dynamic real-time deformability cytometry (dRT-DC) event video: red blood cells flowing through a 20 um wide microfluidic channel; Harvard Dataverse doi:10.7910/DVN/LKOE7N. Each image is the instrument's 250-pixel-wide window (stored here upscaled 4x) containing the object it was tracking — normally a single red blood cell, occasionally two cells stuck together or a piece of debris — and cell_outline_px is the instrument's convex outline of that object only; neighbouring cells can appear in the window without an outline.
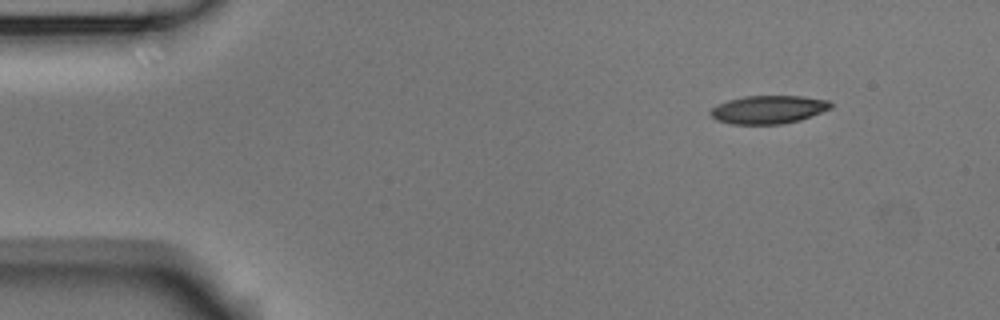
{"species": "Egyptian fruit bat (a non-hibernating species)", "species_latin": "Rousettus aegyptiacus", "temperature_condition": "room temperature", "stored_images_in_passage": 49, "camera_frame_rate_fps": 3000, "um_per_image_px": 0.085, "animal": {"sex": "male"}, "frame": {"image": 1, "passage_image": 1, "time_ms": 0.0, "image_size_px": [1000, 320], "cell_outline_px": [[832, 108], [800, 120], [780, 124], [732, 124], [716, 120], [708, 112], [712, 108], [728, 100], [744, 96], [804, 96], [828, 100], [832, 104]], "centroid_in_image_um": [65.32, 9.31], "position_along_channel_um": 19.7, "area_um2": 19.71}}
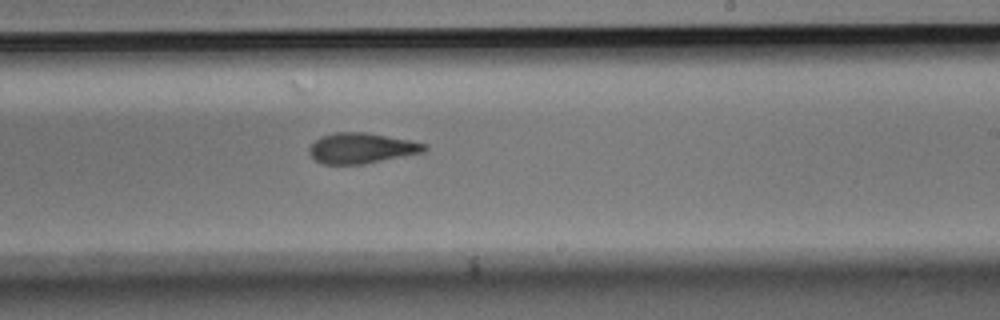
{"frame": {"image": 2, "passage_image": 27, "time_ms": 8.667, "image_size_px": [1000, 320], "cell_outline_px": [[428, 148], [424, 152], [364, 164], [324, 164], [316, 160], [308, 152], [308, 148], [320, 136], [332, 132], [368, 132], [428, 144]], "centroid_in_image_um": [30.73, 12.58], "position_along_channel_um": 258.3, "area_um2": 20.52}}
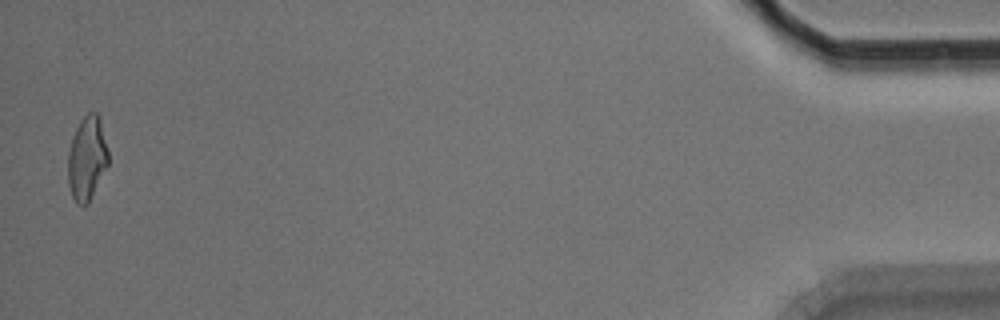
{"frame": {"image": 3, "passage_image": 48, "time_ms": 15.667, "image_size_px": [1000, 320], "cell_outline_px": [[108, 164], [88, 204], [76, 204], [72, 196], [68, 184], [68, 152], [72, 136], [80, 120], [88, 112], [96, 112], [100, 116], [108, 148]], "centroid_in_image_um": [7.39, 13.42], "position_along_channel_um": 427.8, "area_um2": 19.88}, "authors_computed_cell_mechanics": {"area_um2": 20.7502, "velocity_mm_per_s": 3.7203, "shape_relaxation_time_tau1_ms": 5.4795, "shape_relaxation_time_tau2_ms": 1.4335, "deformation_change_tau1": 0.153, "deformation_change_tau2": 0.0962}}